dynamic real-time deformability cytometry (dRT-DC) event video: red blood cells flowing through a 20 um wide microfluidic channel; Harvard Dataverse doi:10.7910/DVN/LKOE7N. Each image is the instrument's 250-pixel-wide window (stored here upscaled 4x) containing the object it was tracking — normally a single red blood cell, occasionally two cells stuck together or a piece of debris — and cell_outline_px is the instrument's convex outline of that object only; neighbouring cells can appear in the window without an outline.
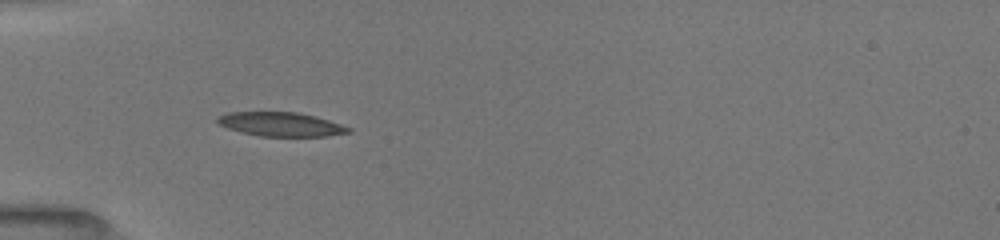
{"species": "common noctule bat (a hibernating species)", "species_latin": "Nyctalus noctula", "temperature_condition": "room temperature", "stored_images_in_passage": 15, "camera_frame_rate_fps": 3000, "um_per_image_px": 0.085, "animal": {"sex": "female", "body_mass_g": 19.5, "forearm_length_mm": 54.1}, "frame": {"image": 1, "passage_image": 1, "time_ms": 0.0, "image_size_px": [1000, 240], "cell_outline_px": [[352, 132], [324, 136], [260, 136], [240, 132], [216, 124], [216, 116], [228, 112], [296, 112], [316, 116], [352, 128]], "centroid_in_image_um": [23.83, 10.56], "position_along_channel_um": 61.2, "area_um2": 18.44}}
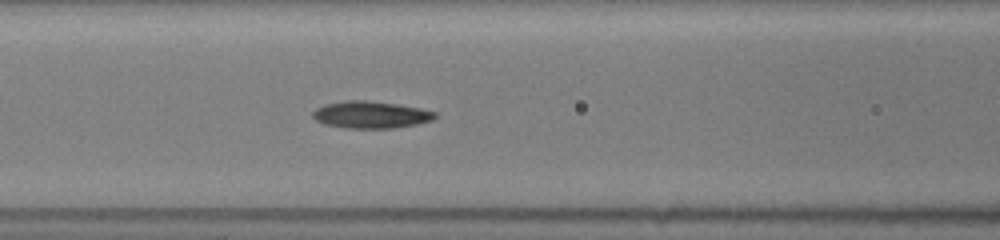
{"frame": {"image": 2, "passage_image": 8, "time_ms": 2.0, "image_size_px": [1000, 240], "cell_outline_px": [[436, 116], [432, 120], [416, 124], [392, 128], [348, 128], [324, 124], [316, 120], [312, 116], [312, 112], [316, 108], [324, 104], [344, 100], [364, 100], [396, 104], [420, 108], [436, 112]], "centroid_in_image_um": [31.48, 9.74], "position_along_channel_um": 135.1, "area_um2": 19.19}}
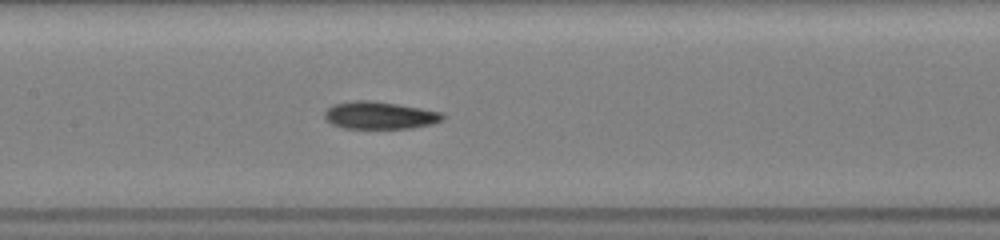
{"frame": {"image": 3, "passage_image": 12, "time_ms": 3.0, "image_size_px": [1000, 240], "cell_outline_px": [[444, 116], [440, 120], [432, 124], [412, 128], [344, 128], [332, 124], [324, 116], [324, 112], [332, 104], [352, 100], [372, 100], [444, 112]], "centroid_in_image_um": [32.25, 9.79], "position_along_channel_um": 175.1, "area_um2": 18.84}}